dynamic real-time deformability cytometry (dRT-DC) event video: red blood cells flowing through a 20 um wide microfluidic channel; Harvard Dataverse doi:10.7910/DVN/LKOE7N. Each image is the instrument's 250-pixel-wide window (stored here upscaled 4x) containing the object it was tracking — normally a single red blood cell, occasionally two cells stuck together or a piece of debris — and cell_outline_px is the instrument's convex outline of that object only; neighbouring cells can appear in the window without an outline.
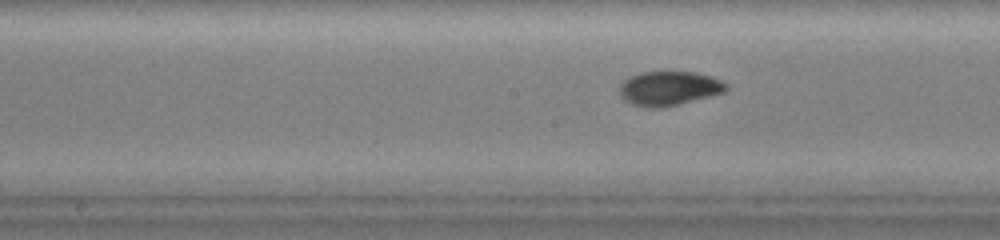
{"species": "common noctule bat (a hibernating species)", "species_latin": "Nyctalus noctula", "temperature_condition": "warm", "stored_images_in_passage": 51, "camera_frame_rate_fps": 3000, "um_per_image_px": 0.085, "animal": {"sex": "female", "body_mass_g": 19.0, "forearm_length_mm": 51.5}, "frame": {"image": 1, "passage_image": 32, "time_ms": 10.333, "image_size_px": [1000, 240], "cell_outline_px": [[728, 88], [724, 92], [712, 96], [660, 108], [644, 108], [632, 104], [624, 100], [620, 96], [620, 84], [628, 76], [640, 72], [696, 72], [712, 76], [728, 84]], "centroid_in_image_um": [56.85, 7.51], "position_along_channel_um": 191.3, "area_um2": 21.5}}
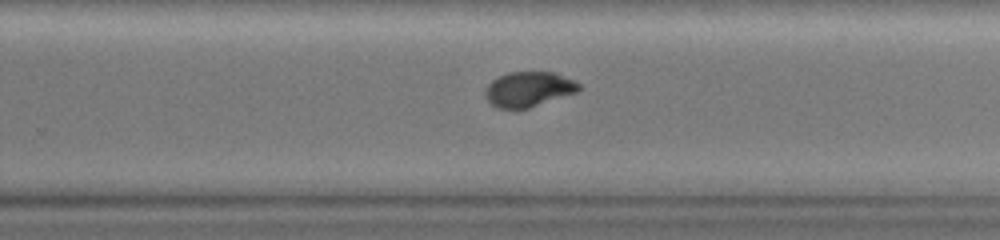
{"frame": {"image": 2, "passage_image": 42, "time_ms": 13.667, "image_size_px": [1000, 240], "cell_outline_px": [[580, 88], [576, 92], [528, 108], [496, 108], [484, 96], [484, 92], [488, 84], [492, 80], [508, 72], [556, 72], [580, 84]], "centroid_in_image_um": [44.9, 7.57], "position_along_channel_um": 284.9, "area_um2": 18.9}}
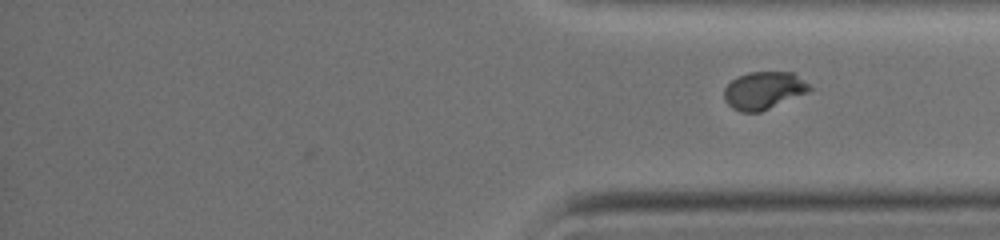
{"frame": {"image": 3, "passage_image": 51, "time_ms": 16.667, "image_size_px": [1000, 240], "cell_outline_px": [[816, 88], [808, 92], [760, 112], [740, 112], [732, 108], [724, 100], [724, 88], [732, 80], [748, 72], [792, 72], [812, 84]], "centroid_in_image_um": [64.95, 7.68], "position_along_channel_um": 370.2, "area_um2": 18.84}}